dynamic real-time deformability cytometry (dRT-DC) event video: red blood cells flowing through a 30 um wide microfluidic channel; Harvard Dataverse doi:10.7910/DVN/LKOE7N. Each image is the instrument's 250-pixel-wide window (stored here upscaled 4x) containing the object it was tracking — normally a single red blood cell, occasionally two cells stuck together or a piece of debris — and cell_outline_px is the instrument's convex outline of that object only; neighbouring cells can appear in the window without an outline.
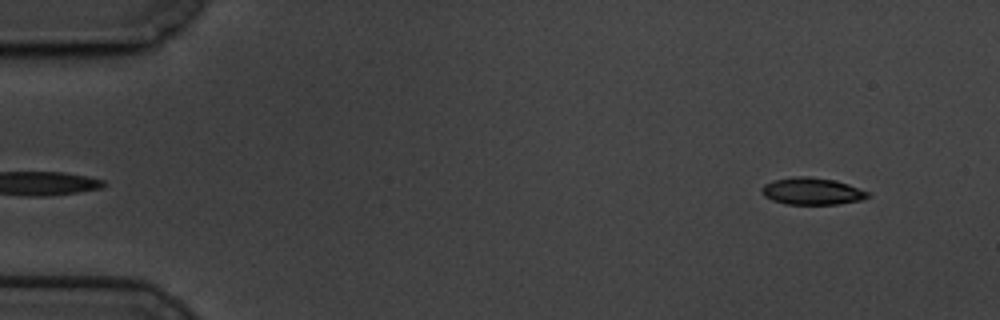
{"species": "common noctule bat (a hibernating species)", "species_latin": "Nyctalus noctula", "temperature_condition": "cold", "stored_images_in_passage": 56, "camera_frame_rate_fps": 3000, "um_per_image_px": 0.085, "animal": {"sex": "male", "body_mass_g": 19.5, "forearm_length_mm": 54.6}, "frame": {"image": 1, "passage_image": 2, "time_ms": 0.333, "image_size_px": [1000, 320], "cell_outline_px": [[872, 196], [860, 200], [836, 204], [784, 204], [772, 200], [764, 196], [760, 192], [760, 188], [764, 184], [772, 180], [792, 176], [808, 176], [836, 180], [848, 184], [868, 192]], "centroid_in_image_um": [68.97, 16.24], "position_along_channel_um": 16.0, "area_um2": 16.88}}
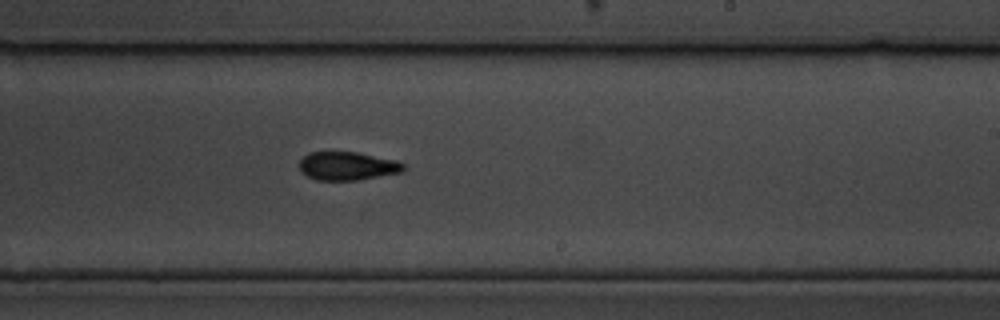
{"frame": {"image": 2, "passage_image": 33, "time_ms": 10.667, "image_size_px": [1000, 320], "cell_outline_px": [[408, 168], [404, 172], [356, 180], [316, 180], [300, 172], [300, 160], [308, 152], [356, 152], [396, 160], [404, 164]], "centroid_in_image_um": [29.56, 14.11], "position_along_channel_um": 259.4, "area_um2": 17.34}}
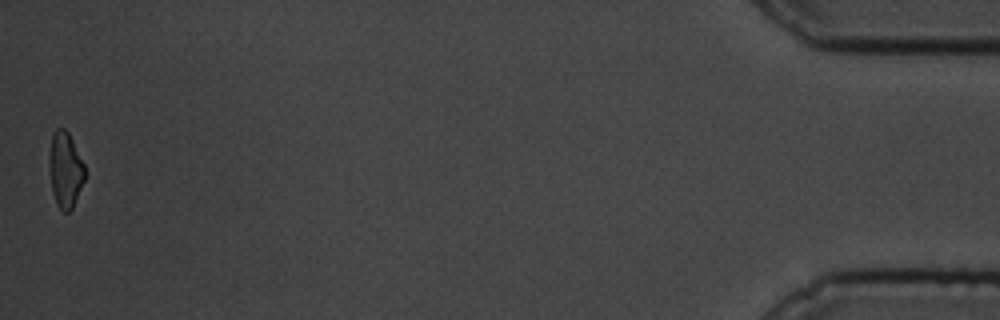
{"frame": {"image": 3, "passage_image": 56, "time_ms": 18.333, "image_size_px": [1000, 320], "cell_outline_px": [[84, 180], [72, 208], [68, 212], [64, 212], [56, 204], [52, 192], [52, 136], [56, 128], [64, 128], [68, 132], [84, 164]], "centroid_in_image_um": [5.6, 14.46], "position_along_channel_um": 429.6, "area_um2": 14.68}, "authors_computed_cell_mechanics": {"area_um2": 17.3978, "velocity_mm_per_s": 3.3977, "shape_relaxation_time_tau1_ms": 11.2065, "shape_relaxation_time_tau2_ms": 5.3215, "deformation_change_tau1": 0.2322, "deformation_change_tau2": 0.1203}}